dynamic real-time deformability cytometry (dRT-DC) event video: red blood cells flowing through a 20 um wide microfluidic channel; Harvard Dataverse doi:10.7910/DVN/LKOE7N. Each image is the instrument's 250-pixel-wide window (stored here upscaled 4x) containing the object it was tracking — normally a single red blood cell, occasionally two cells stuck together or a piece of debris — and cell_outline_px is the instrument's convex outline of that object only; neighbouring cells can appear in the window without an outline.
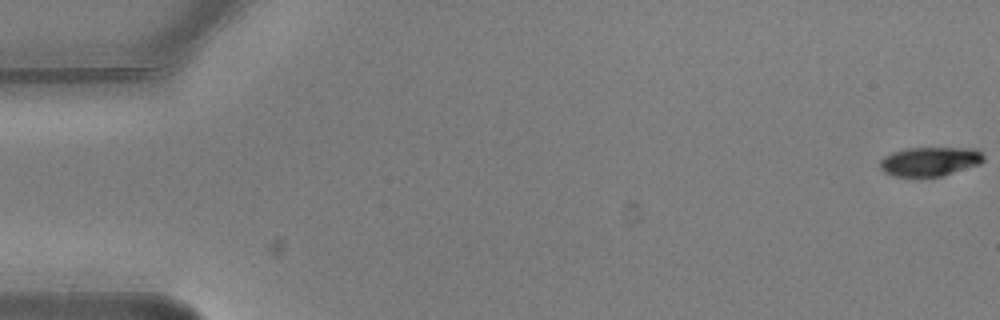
{"species": "common noctule bat (a hibernating species)", "species_latin": "Nyctalus noctula", "temperature_condition": "warm", "stored_images_in_passage": 6, "camera_frame_rate_fps": 3000, "um_per_image_px": 0.085, "animal": {"sex": "male", "body_mass_g": 20.5, "forearm_length_mm": 52.5}, "frame": {"image": 1, "passage_image": 1, "time_ms": 0.0, "image_size_px": [1000, 320], "cell_outline_px": [[984, 160], [980, 164], [944, 176], [916, 180], [892, 176], [884, 172], [880, 168], [880, 160], [884, 156], [892, 152], [908, 148], [976, 148], [984, 156]], "centroid_in_image_um": [79.0, 13.78], "position_along_channel_um": 6.0, "area_um2": 18.44}}
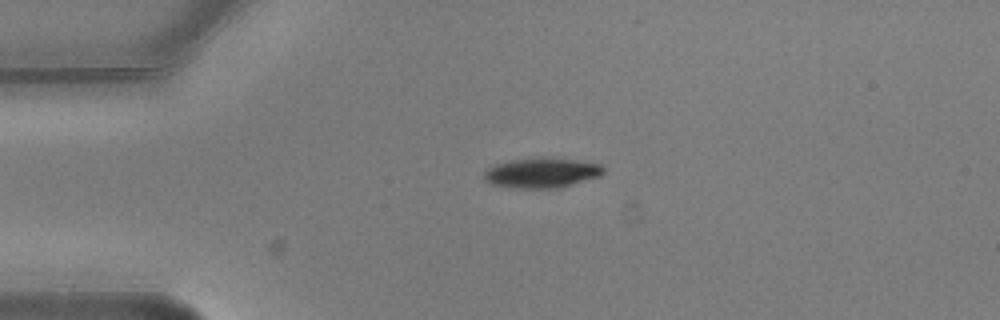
{"frame": {"image": 2, "passage_image": 4, "time_ms": 1.0, "image_size_px": [1000, 320], "cell_outline_px": [[604, 172], [600, 176], [560, 188], [516, 188], [492, 184], [484, 180], [484, 172], [488, 168], [496, 164], [508, 160], [572, 160], [600, 164], [604, 168]], "centroid_in_image_um": [46.03, 14.74], "position_along_channel_um": 39.0, "area_um2": 20.06}}
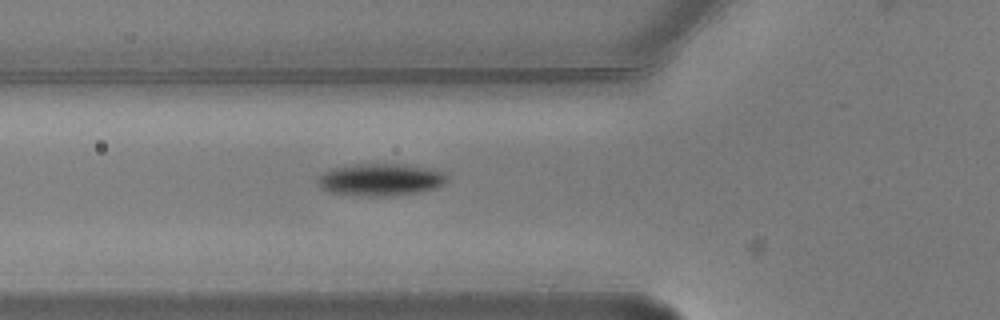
{"frame": {"image": 3, "passage_image": 6, "time_ms": 1.667, "image_size_px": [1000, 320], "cell_outline_px": [[448, 180], [444, 184], [436, 188], [396, 196], [368, 196], [328, 192], [320, 184], [320, 176], [324, 172], [332, 168], [356, 164], [404, 164], [424, 168], [440, 172], [448, 176]], "centroid_in_image_um": [32.37, 15.28], "position_along_channel_um": 93.4, "area_um2": 23.87}}